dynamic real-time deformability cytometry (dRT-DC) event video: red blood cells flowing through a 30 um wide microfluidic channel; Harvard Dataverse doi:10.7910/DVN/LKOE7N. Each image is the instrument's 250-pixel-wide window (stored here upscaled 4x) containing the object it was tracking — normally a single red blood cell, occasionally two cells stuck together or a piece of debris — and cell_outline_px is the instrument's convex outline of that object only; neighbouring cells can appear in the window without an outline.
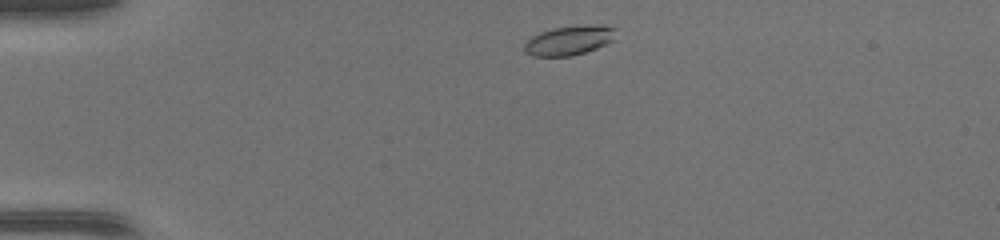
{"species": "common noctule bat (a hibernating species)", "species_latin": "Nyctalus noctula", "temperature_condition": "warm", "stored_images_in_passage": 39, "camera_frame_rate_fps": 3000, "um_per_image_px": 0.085, "animal": {"sex": "female", "body_mass_g": 17.0, "forearm_length_mm": 48.0}, "frame": {"image": 1, "passage_image": 2, "time_ms": 0.333, "image_size_px": [1000, 240], "cell_outline_px": [[612, 40], [596, 48], [572, 56], [532, 56], [524, 52], [524, 44], [532, 36], [556, 28], [612, 28]], "centroid_in_image_um": [48.2, 3.53], "position_along_channel_um": 36.8, "area_um2": 14.22}}
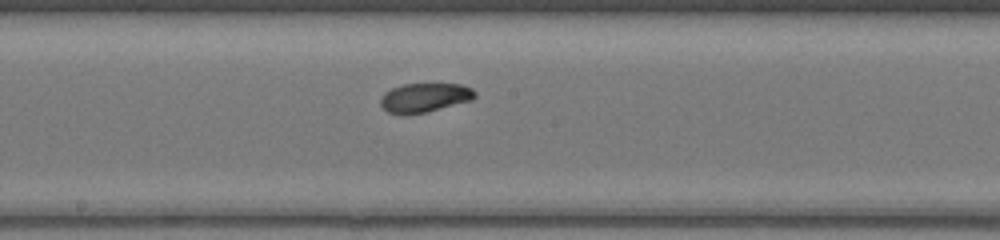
{"frame": {"image": 2, "passage_image": 18, "time_ms": 5.667, "image_size_px": [1000, 240], "cell_outline_px": [[476, 96], [472, 100], [424, 112], [404, 116], [388, 112], [380, 104], [380, 100], [392, 88], [404, 84], [460, 84], [472, 88], [476, 92]], "centroid_in_image_um": [36.11, 8.3], "position_along_channel_um": 212.1, "area_um2": 15.84}}
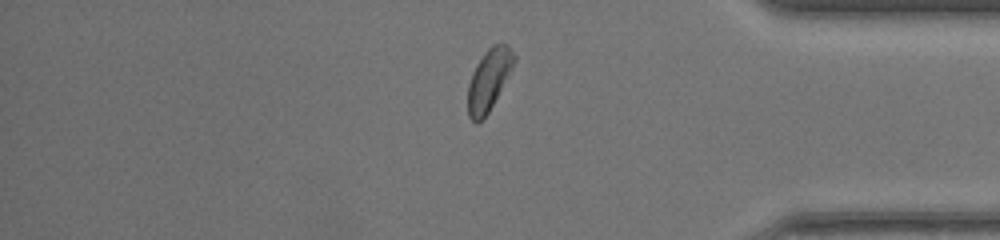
{"frame": {"image": 3, "passage_image": 32, "time_ms": 10.333, "image_size_px": [1000, 240], "cell_outline_px": [[516, 60], [488, 112], [476, 124], [468, 116], [468, 84], [472, 72], [476, 64], [488, 48], [492, 44], [508, 44], [516, 56]], "centroid_in_image_um": [41.54, 6.75], "position_along_channel_um": 393.7, "area_um2": 16.18}, "authors_computed_cell_mechanics": {"area_um2": 15.9528, "velocity_mm_per_s": 4.3147, "shape_relaxation_time_tau1_ms": 4.0094, "shape_relaxation_time_tau2_ms": 3.1377, "deformation_change_tau1": 0.1051, "deformation_change_tau2": 0.0823}}